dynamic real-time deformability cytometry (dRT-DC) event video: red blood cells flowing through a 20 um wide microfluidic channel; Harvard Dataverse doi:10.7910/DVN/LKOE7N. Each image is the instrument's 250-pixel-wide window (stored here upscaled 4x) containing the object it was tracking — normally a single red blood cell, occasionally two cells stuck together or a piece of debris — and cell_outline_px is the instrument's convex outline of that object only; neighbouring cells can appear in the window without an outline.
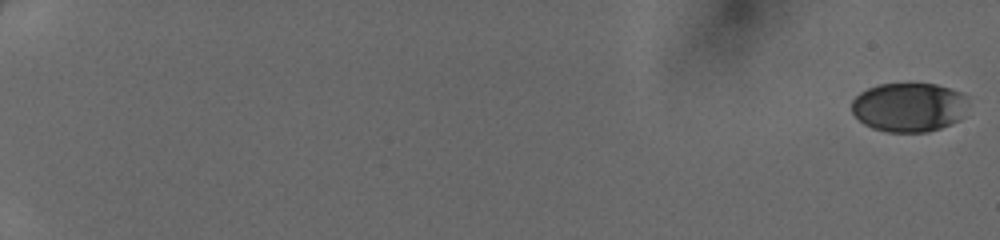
{"species": "human", "species_latin": "Homo sapiens", "temperature_condition": "cold", "stored_images_in_passage": 50, "camera_frame_rate_fps": 3000, "um_per_image_px": 0.085, "donor": {"sex": "female"}, "frame": {"image": 1, "passage_image": 1, "time_ms": 0.0, "image_size_px": [1000, 240], "cell_outline_px": [[968, 104], [964, 116], [960, 120], [940, 128], [928, 132], [888, 132], [872, 128], [864, 124], [852, 112], [852, 100], [860, 92], [868, 88], [880, 84], [936, 84], [960, 92], [968, 96]], "centroid_in_image_um": [77.29, 9.12], "position_along_channel_um": 7.7, "area_um2": 33.58}}
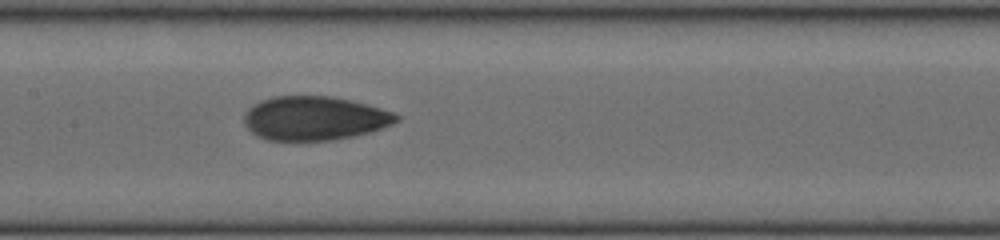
{"frame": {"image": 2, "passage_image": 29, "time_ms": 9.333, "image_size_px": [1000, 240], "cell_outline_px": [[400, 120], [392, 124], [368, 132], [352, 136], [332, 140], [268, 140], [256, 136], [244, 124], [244, 112], [248, 108], [260, 100], [272, 96], [332, 96], [352, 100], [396, 112], [400, 116]], "centroid_in_image_um": [26.73, 10.04], "position_along_channel_um": 180.7, "area_um2": 39.19}}
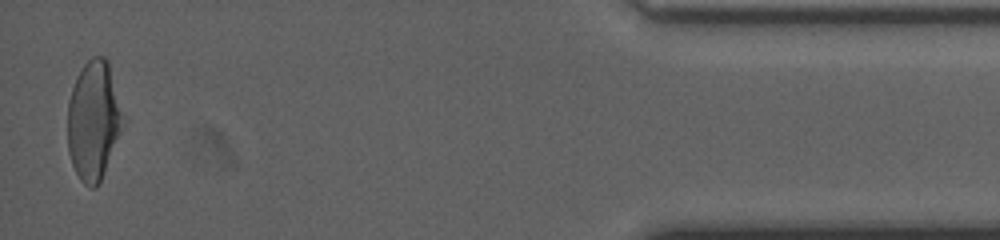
{"frame": {"image": 3, "passage_image": 50, "time_ms": 16.333, "image_size_px": [1000, 240], "cell_outline_px": [[124, 120], [100, 180], [96, 188], [92, 188], [84, 184], [80, 180], [72, 164], [68, 152], [68, 104], [72, 88], [84, 64], [92, 56], [104, 56], [108, 60]], "centroid_in_image_um": [7.92, 10.22], "position_along_channel_um": 427.3, "area_um2": 37.51}}